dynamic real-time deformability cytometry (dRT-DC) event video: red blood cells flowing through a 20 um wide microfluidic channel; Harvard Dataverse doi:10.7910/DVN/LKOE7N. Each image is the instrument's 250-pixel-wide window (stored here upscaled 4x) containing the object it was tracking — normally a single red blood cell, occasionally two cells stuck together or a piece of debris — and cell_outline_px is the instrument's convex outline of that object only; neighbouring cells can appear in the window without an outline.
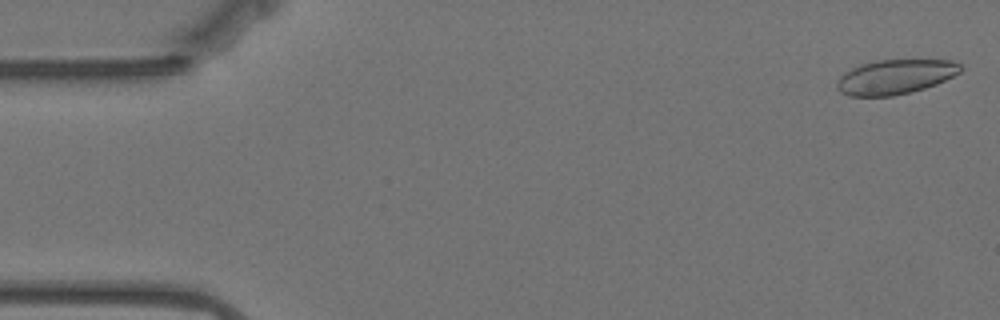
{"species": "Egyptian fruit bat (a non-hibernating species)", "species_latin": "Rousettus aegyptiacus", "temperature_condition": "warm", "stored_images_in_passage": 58, "camera_frame_rate_fps": 3000, "um_per_image_px": 0.085, "animal": {"sex": "female"}, "frame": {"image": 1, "passage_image": 2, "time_ms": 0.333, "image_size_px": [1000, 320], "cell_outline_px": [[964, 68], [960, 72], [936, 84], [924, 88], [892, 96], [848, 96], [840, 92], [836, 88], [836, 84], [840, 76], [844, 72], [860, 64], [876, 60], [952, 60], [960, 64]], "centroid_in_image_um": [76.07, 6.53], "position_along_channel_um": 8.9, "area_um2": 24.91}}
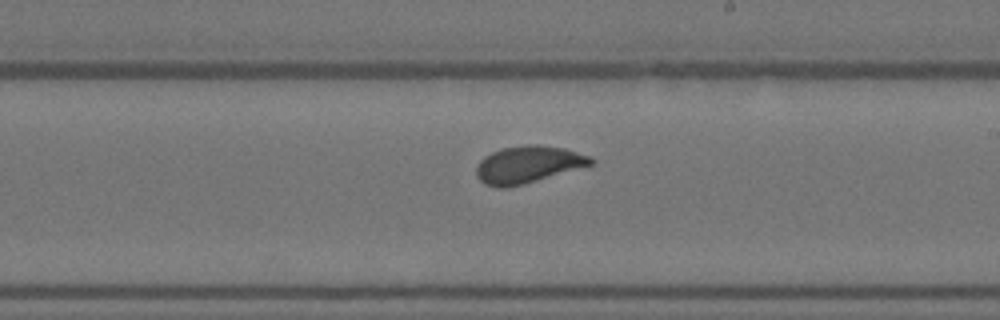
{"frame": {"image": 2, "passage_image": 33, "time_ms": 10.667, "image_size_px": [1000, 320], "cell_outline_px": [[596, 164], [524, 184], [508, 188], [496, 188], [484, 184], [476, 176], [476, 164], [484, 156], [492, 152], [504, 148], [528, 144], [536, 144], [564, 148], [592, 156], [596, 160]], "centroid_in_image_um": [44.91, 13.99], "position_along_channel_um": 244.1, "area_um2": 25.2}}
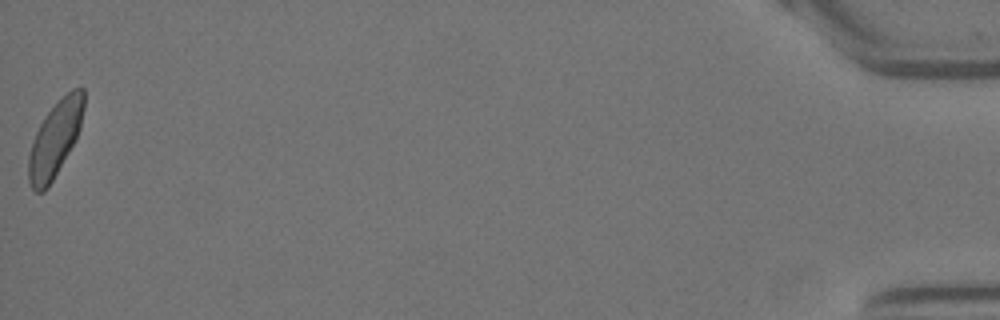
{"frame": {"image": 3, "passage_image": 58, "time_ms": 19.0, "image_size_px": [1000, 320], "cell_outline_px": [[84, 108], [80, 128], [76, 140], [48, 188], [44, 192], [36, 192], [32, 188], [28, 180], [28, 156], [36, 132], [40, 124], [48, 112], [72, 88], [84, 88]], "centroid_in_image_um": [4.69, 11.85], "position_along_channel_um": 430.5, "area_um2": 24.04}, "authors_computed_cell_mechanics": {"area_um2": 24.5939, "velocity_mm_per_s": 3.4718, "shape_relaxation_time_tau1_ms": 3.9472, "shape_relaxation_time_tau2_ms": null, "deformation_change_tau1": 0.1178, "deformation_change_tau2": null}}